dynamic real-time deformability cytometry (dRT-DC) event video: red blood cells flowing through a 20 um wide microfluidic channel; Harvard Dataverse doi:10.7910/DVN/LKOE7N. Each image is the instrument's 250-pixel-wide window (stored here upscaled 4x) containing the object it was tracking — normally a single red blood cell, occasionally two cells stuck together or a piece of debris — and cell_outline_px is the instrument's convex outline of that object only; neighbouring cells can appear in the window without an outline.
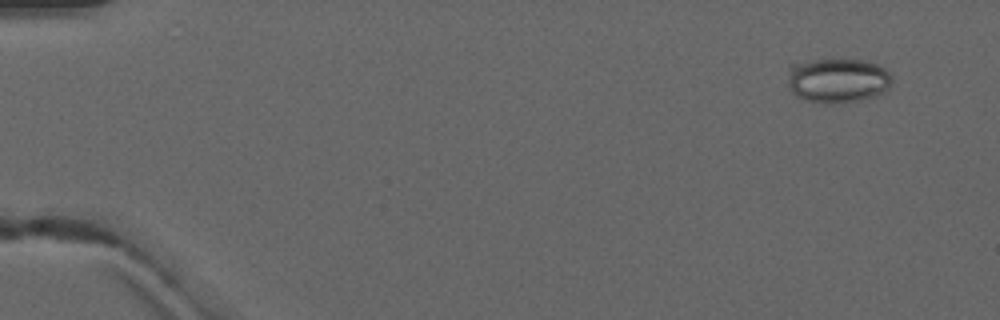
{"species": "common noctule bat (a hibernating species)", "species_latin": "Nyctalus noctula", "temperature_condition": "warm", "stored_images_in_passage": 6, "camera_frame_rate_fps": 3000, "um_per_image_px": 0.085, "animal": {"sex": "male", "forearm_length_mm": 52.5}, "frame": {"image": 1, "passage_image": 1, "time_ms": 0.0, "image_size_px": [1000, 320], "cell_outline_px": [[892, 80], [888, 88], [884, 92], [876, 96], [860, 100], [832, 104], [820, 104], [804, 100], [796, 96], [788, 88], [788, 64], [812, 60], [864, 60], [880, 64], [892, 76]], "centroid_in_image_um": [71.17, 6.85], "position_along_channel_um": 13.8, "area_um2": 27.69}}